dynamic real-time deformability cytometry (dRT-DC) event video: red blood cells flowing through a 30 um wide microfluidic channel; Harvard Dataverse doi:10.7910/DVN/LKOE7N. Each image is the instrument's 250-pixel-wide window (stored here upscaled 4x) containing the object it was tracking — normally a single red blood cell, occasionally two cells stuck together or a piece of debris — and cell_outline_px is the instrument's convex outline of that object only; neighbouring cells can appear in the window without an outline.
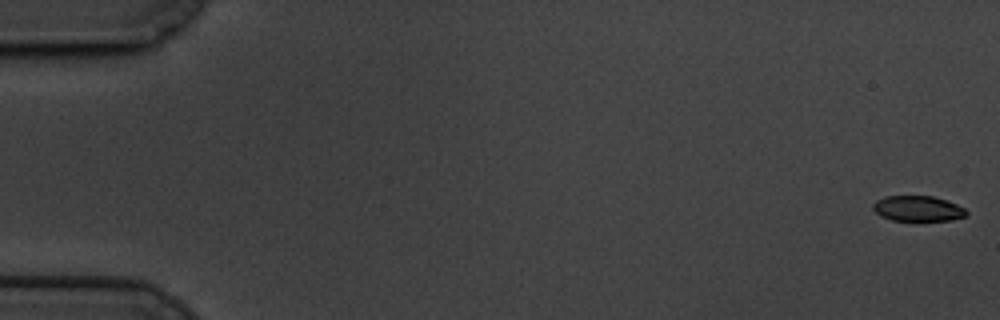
{"species": "common noctule bat (a hibernating species)", "species_latin": "Nyctalus noctula", "temperature_condition": "cold", "stored_images_in_passage": 14, "camera_frame_rate_fps": 3000, "um_per_image_px": 0.085, "animal": {"sex": "male", "body_mass_g": 19.5, "forearm_length_mm": 54.6}, "frame": {"image": 1, "passage_image": 1, "time_ms": 0.0, "image_size_px": [1000, 320], "cell_outline_px": [[968, 216], [952, 220], [916, 224], [892, 220], [880, 216], [872, 208], [872, 204], [876, 200], [884, 196], [932, 196], [956, 204], [964, 208], [968, 212]], "centroid_in_image_um": [78.02, 17.79], "position_along_channel_um": 7.0, "area_um2": 14.68}}